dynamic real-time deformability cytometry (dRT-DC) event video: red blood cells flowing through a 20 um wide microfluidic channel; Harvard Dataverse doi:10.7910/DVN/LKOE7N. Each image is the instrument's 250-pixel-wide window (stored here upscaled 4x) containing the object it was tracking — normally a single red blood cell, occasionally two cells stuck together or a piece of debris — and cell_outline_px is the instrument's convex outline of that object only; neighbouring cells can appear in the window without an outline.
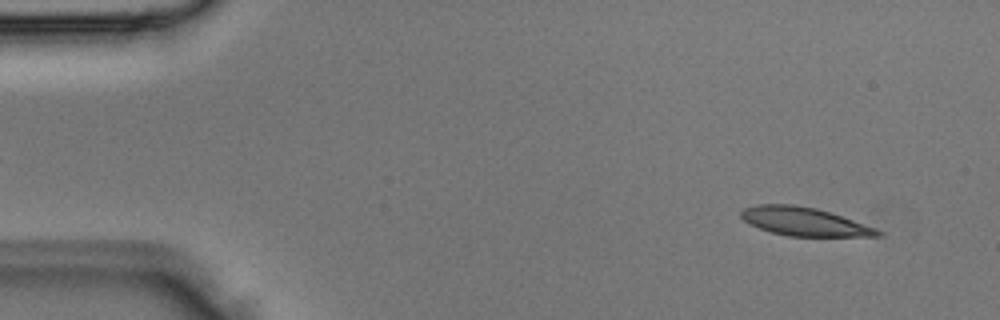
{"species": "Egyptian fruit bat (a non-hibernating species)", "species_latin": "Rousettus aegyptiacus", "temperature_condition": "room temperature", "stored_images_in_passage": 3, "segment_of_instrument_passage": [2, 2], "camera_frame_rate_fps": 3000, "um_per_image_px": 0.085, "animal": {"sex": "male"}, "frame": {"image": 1, "passage_image": 3, "time_ms": 0.667, "image_size_px": [1000, 320], "cell_outline_px": [[884, 232], [880, 236], [788, 236], [772, 232], [748, 224], [740, 216], [740, 208], [756, 204], [792, 204], [816, 208], [876, 228]], "centroid_in_image_um": [68.29, 18.82], "position_along_channel_um": 16.7, "area_um2": 22.54}}